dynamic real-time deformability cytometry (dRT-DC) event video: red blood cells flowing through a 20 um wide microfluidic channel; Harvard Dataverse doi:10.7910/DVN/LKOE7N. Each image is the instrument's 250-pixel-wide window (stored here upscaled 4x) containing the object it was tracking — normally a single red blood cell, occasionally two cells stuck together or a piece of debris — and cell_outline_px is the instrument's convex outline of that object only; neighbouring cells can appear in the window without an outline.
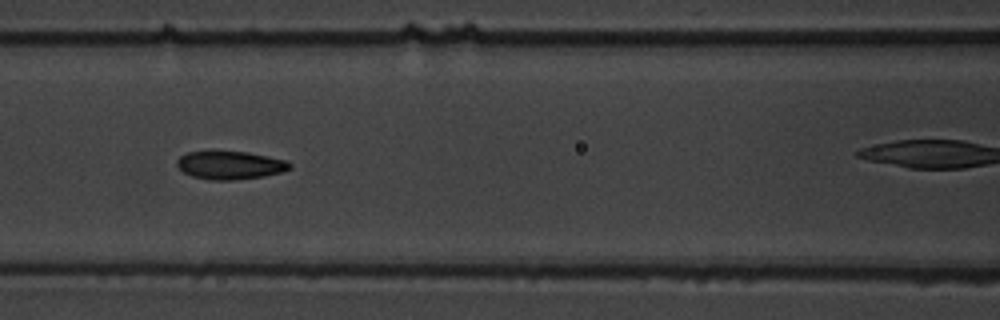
{"species": "common noctule bat (a hibernating species)", "species_latin": "Nyctalus noctula", "temperature_condition": "warm", "stored_images_in_passage": 8, "segment_of_instrument_passage": [1, 2], "camera_frame_rate_fps": 3000, "um_per_image_px": 0.085, "animal": {"sex": "male", "body_mass_g": 19.5, "forearm_length_mm": 54.6}, "frame": {"image": 1, "passage_image": 6, "time_ms": 6.0, "image_size_px": [1000, 320], "cell_outline_px": [[292, 168], [280, 172], [264, 176], [232, 180], [208, 180], [192, 176], [184, 172], [176, 164], [176, 160], [180, 156], [188, 152], [208, 148], [212, 148], [248, 152], [288, 160], [292, 164]], "centroid_in_image_um": [19.52, 13.98], "position_along_channel_um": 147.1, "area_um2": 19.36}}
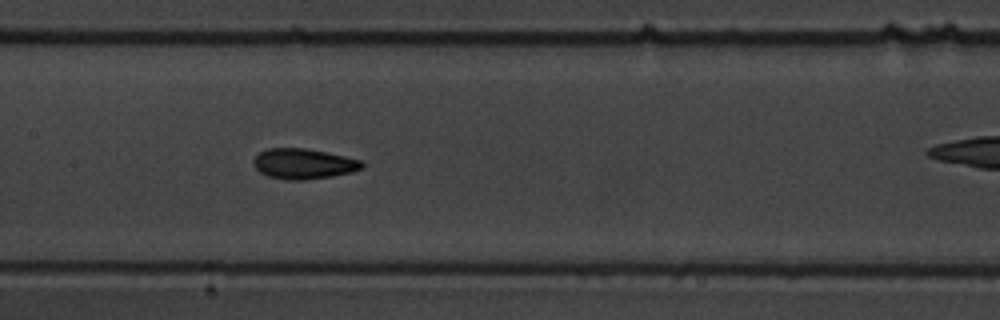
{"frame": {"image": 2, "passage_image": 7, "time_ms": 7.0, "image_size_px": [1000, 320], "cell_outline_px": [[364, 168], [352, 172], [332, 176], [304, 180], [288, 180], [268, 176], [260, 172], [252, 164], [252, 160], [260, 152], [268, 148], [304, 148], [344, 156], [360, 160], [364, 164]], "centroid_in_image_um": [25.79, 13.93], "position_along_channel_um": 181.6, "area_um2": 19.13}}